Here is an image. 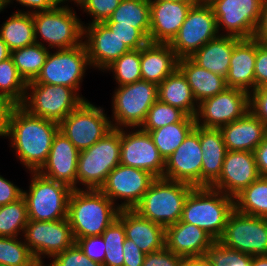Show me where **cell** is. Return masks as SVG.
<instances>
[{
  "label": "cell",
  "instance_id": "cell-1",
  "mask_svg": "<svg viewBox=\"0 0 267 266\" xmlns=\"http://www.w3.org/2000/svg\"><path fill=\"white\" fill-rule=\"evenodd\" d=\"M58 131L59 123L33 116L20 105L14 109L7 138L26 172H37L46 162Z\"/></svg>",
  "mask_w": 267,
  "mask_h": 266
},
{
  "label": "cell",
  "instance_id": "cell-2",
  "mask_svg": "<svg viewBox=\"0 0 267 266\" xmlns=\"http://www.w3.org/2000/svg\"><path fill=\"white\" fill-rule=\"evenodd\" d=\"M117 207L100 190L73 189L68 202L67 219L74 240L102 233L117 218Z\"/></svg>",
  "mask_w": 267,
  "mask_h": 266
},
{
  "label": "cell",
  "instance_id": "cell-3",
  "mask_svg": "<svg viewBox=\"0 0 267 266\" xmlns=\"http://www.w3.org/2000/svg\"><path fill=\"white\" fill-rule=\"evenodd\" d=\"M234 210L233 197L209 186L194 187L185 200L181 221L193 224L219 240Z\"/></svg>",
  "mask_w": 267,
  "mask_h": 266
},
{
  "label": "cell",
  "instance_id": "cell-4",
  "mask_svg": "<svg viewBox=\"0 0 267 266\" xmlns=\"http://www.w3.org/2000/svg\"><path fill=\"white\" fill-rule=\"evenodd\" d=\"M68 4L59 2L49 10L33 13L36 43L49 50L69 49L83 43L85 22Z\"/></svg>",
  "mask_w": 267,
  "mask_h": 266
},
{
  "label": "cell",
  "instance_id": "cell-5",
  "mask_svg": "<svg viewBox=\"0 0 267 266\" xmlns=\"http://www.w3.org/2000/svg\"><path fill=\"white\" fill-rule=\"evenodd\" d=\"M193 188L184 182L156 178L134 210L166 228L181 220L185 200Z\"/></svg>",
  "mask_w": 267,
  "mask_h": 266
},
{
  "label": "cell",
  "instance_id": "cell-6",
  "mask_svg": "<svg viewBox=\"0 0 267 266\" xmlns=\"http://www.w3.org/2000/svg\"><path fill=\"white\" fill-rule=\"evenodd\" d=\"M120 156L121 128H112L90 148L80 151L77 189L99 190L108 174L120 164Z\"/></svg>",
  "mask_w": 267,
  "mask_h": 266
},
{
  "label": "cell",
  "instance_id": "cell-7",
  "mask_svg": "<svg viewBox=\"0 0 267 266\" xmlns=\"http://www.w3.org/2000/svg\"><path fill=\"white\" fill-rule=\"evenodd\" d=\"M30 185L23 190L29 220L55 221L67 218L72 188L62 182L50 180L38 172H28Z\"/></svg>",
  "mask_w": 267,
  "mask_h": 266
},
{
  "label": "cell",
  "instance_id": "cell-8",
  "mask_svg": "<svg viewBox=\"0 0 267 266\" xmlns=\"http://www.w3.org/2000/svg\"><path fill=\"white\" fill-rule=\"evenodd\" d=\"M111 99L113 128L141 127L148 110L158 100V85L141 79L116 86Z\"/></svg>",
  "mask_w": 267,
  "mask_h": 266
},
{
  "label": "cell",
  "instance_id": "cell-9",
  "mask_svg": "<svg viewBox=\"0 0 267 266\" xmlns=\"http://www.w3.org/2000/svg\"><path fill=\"white\" fill-rule=\"evenodd\" d=\"M88 69L92 67L83 43L69 49L49 50L40 74L35 80L27 83L64 85L73 88L84 100H87L79 89Z\"/></svg>",
  "mask_w": 267,
  "mask_h": 266
},
{
  "label": "cell",
  "instance_id": "cell-10",
  "mask_svg": "<svg viewBox=\"0 0 267 266\" xmlns=\"http://www.w3.org/2000/svg\"><path fill=\"white\" fill-rule=\"evenodd\" d=\"M83 101L73 88L64 85L27 83L20 106L33 116L60 123Z\"/></svg>",
  "mask_w": 267,
  "mask_h": 266
},
{
  "label": "cell",
  "instance_id": "cell-11",
  "mask_svg": "<svg viewBox=\"0 0 267 266\" xmlns=\"http://www.w3.org/2000/svg\"><path fill=\"white\" fill-rule=\"evenodd\" d=\"M112 128L110 117L104 108L94 105L88 99L59 123V131L79 151L90 148Z\"/></svg>",
  "mask_w": 267,
  "mask_h": 266
},
{
  "label": "cell",
  "instance_id": "cell-12",
  "mask_svg": "<svg viewBox=\"0 0 267 266\" xmlns=\"http://www.w3.org/2000/svg\"><path fill=\"white\" fill-rule=\"evenodd\" d=\"M22 238L40 266L44 265L46 257L51 260L75 243L67 218L55 221L29 220Z\"/></svg>",
  "mask_w": 267,
  "mask_h": 266
},
{
  "label": "cell",
  "instance_id": "cell-13",
  "mask_svg": "<svg viewBox=\"0 0 267 266\" xmlns=\"http://www.w3.org/2000/svg\"><path fill=\"white\" fill-rule=\"evenodd\" d=\"M264 2L265 0H214L209 5L216 18L219 35L239 39L253 38Z\"/></svg>",
  "mask_w": 267,
  "mask_h": 266
},
{
  "label": "cell",
  "instance_id": "cell-14",
  "mask_svg": "<svg viewBox=\"0 0 267 266\" xmlns=\"http://www.w3.org/2000/svg\"><path fill=\"white\" fill-rule=\"evenodd\" d=\"M219 241L229 249L251 256H267V218L234 210Z\"/></svg>",
  "mask_w": 267,
  "mask_h": 266
},
{
  "label": "cell",
  "instance_id": "cell-15",
  "mask_svg": "<svg viewBox=\"0 0 267 266\" xmlns=\"http://www.w3.org/2000/svg\"><path fill=\"white\" fill-rule=\"evenodd\" d=\"M218 36L217 22L211 6L195 3L170 46L179 59L191 57L208 41Z\"/></svg>",
  "mask_w": 267,
  "mask_h": 266
},
{
  "label": "cell",
  "instance_id": "cell-16",
  "mask_svg": "<svg viewBox=\"0 0 267 266\" xmlns=\"http://www.w3.org/2000/svg\"><path fill=\"white\" fill-rule=\"evenodd\" d=\"M155 179L146 170L119 164L99 190L120 209H134Z\"/></svg>",
  "mask_w": 267,
  "mask_h": 266
},
{
  "label": "cell",
  "instance_id": "cell-17",
  "mask_svg": "<svg viewBox=\"0 0 267 266\" xmlns=\"http://www.w3.org/2000/svg\"><path fill=\"white\" fill-rule=\"evenodd\" d=\"M249 111V93L227 87L215 96L198 104L196 125L205 128H220L243 117Z\"/></svg>",
  "mask_w": 267,
  "mask_h": 266
},
{
  "label": "cell",
  "instance_id": "cell-18",
  "mask_svg": "<svg viewBox=\"0 0 267 266\" xmlns=\"http://www.w3.org/2000/svg\"><path fill=\"white\" fill-rule=\"evenodd\" d=\"M120 164L146 170L156 178H163L165 169L150 134L140 127L121 128Z\"/></svg>",
  "mask_w": 267,
  "mask_h": 266
},
{
  "label": "cell",
  "instance_id": "cell-19",
  "mask_svg": "<svg viewBox=\"0 0 267 266\" xmlns=\"http://www.w3.org/2000/svg\"><path fill=\"white\" fill-rule=\"evenodd\" d=\"M202 157L199 126L196 125L165 161L163 178L201 187Z\"/></svg>",
  "mask_w": 267,
  "mask_h": 266
},
{
  "label": "cell",
  "instance_id": "cell-20",
  "mask_svg": "<svg viewBox=\"0 0 267 266\" xmlns=\"http://www.w3.org/2000/svg\"><path fill=\"white\" fill-rule=\"evenodd\" d=\"M259 177L253 152L227 150L220 176L210 187L234 198Z\"/></svg>",
  "mask_w": 267,
  "mask_h": 266
},
{
  "label": "cell",
  "instance_id": "cell-21",
  "mask_svg": "<svg viewBox=\"0 0 267 266\" xmlns=\"http://www.w3.org/2000/svg\"><path fill=\"white\" fill-rule=\"evenodd\" d=\"M83 40L93 70L103 72L115 60L130 51L104 23L83 26Z\"/></svg>",
  "mask_w": 267,
  "mask_h": 266
},
{
  "label": "cell",
  "instance_id": "cell-22",
  "mask_svg": "<svg viewBox=\"0 0 267 266\" xmlns=\"http://www.w3.org/2000/svg\"><path fill=\"white\" fill-rule=\"evenodd\" d=\"M194 4L191 1L150 0L149 42L170 44Z\"/></svg>",
  "mask_w": 267,
  "mask_h": 266
},
{
  "label": "cell",
  "instance_id": "cell-23",
  "mask_svg": "<svg viewBox=\"0 0 267 266\" xmlns=\"http://www.w3.org/2000/svg\"><path fill=\"white\" fill-rule=\"evenodd\" d=\"M80 151L60 131L55 135L40 175L77 189V166Z\"/></svg>",
  "mask_w": 267,
  "mask_h": 266
},
{
  "label": "cell",
  "instance_id": "cell-24",
  "mask_svg": "<svg viewBox=\"0 0 267 266\" xmlns=\"http://www.w3.org/2000/svg\"><path fill=\"white\" fill-rule=\"evenodd\" d=\"M214 241L201 228L181 220L165 228V246L183 259L203 257Z\"/></svg>",
  "mask_w": 267,
  "mask_h": 266
},
{
  "label": "cell",
  "instance_id": "cell-25",
  "mask_svg": "<svg viewBox=\"0 0 267 266\" xmlns=\"http://www.w3.org/2000/svg\"><path fill=\"white\" fill-rule=\"evenodd\" d=\"M117 219L124 225L126 238L143 253L149 254L165 247V227L162 225L142 217L134 209H120Z\"/></svg>",
  "mask_w": 267,
  "mask_h": 266
},
{
  "label": "cell",
  "instance_id": "cell-26",
  "mask_svg": "<svg viewBox=\"0 0 267 266\" xmlns=\"http://www.w3.org/2000/svg\"><path fill=\"white\" fill-rule=\"evenodd\" d=\"M219 129L229 151L253 152L267 135L266 125L250 110L243 117Z\"/></svg>",
  "mask_w": 267,
  "mask_h": 266
},
{
  "label": "cell",
  "instance_id": "cell-27",
  "mask_svg": "<svg viewBox=\"0 0 267 266\" xmlns=\"http://www.w3.org/2000/svg\"><path fill=\"white\" fill-rule=\"evenodd\" d=\"M256 39H240L230 58V68L226 77L229 88L248 92L255 89Z\"/></svg>",
  "mask_w": 267,
  "mask_h": 266
},
{
  "label": "cell",
  "instance_id": "cell-28",
  "mask_svg": "<svg viewBox=\"0 0 267 266\" xmlns=\"http://www.w3.org/2000/svg\"><path fill=\"white\" fill-rule=\"evenodd\" d=\"M178 60L170 44L149 42L140 49L142 80L159 85L178 68Z\"/></svg>",
  "mask_w": 267,
  "mask_h": 266
},
{
  "label": "cell",
  "instance_id": "cell-29",
  "mask_svg": "<svg viewBox=\"0 0 267 266\" xmlns=\"http://www.w3.org/2000/svg\"><path fill=\"white\" fill-rule=\"evenodd\" d=\"M199 142L203 154L201 187H210L220 176L227 149L219 128L199 126Z\"/></svg>",
  "mask_w": 267,
  "mask_h": 266
},
{
  "label": "cell",
  "instance_id": "cell-30",
  "mask_svg": "<svg viewBox=\"0 0 267 266\" xmlns=\"http://www.w3.org/2000/svg\"><path fill=\"white\" fill-rule=\"evenodd\" d=\"M178 69L185 76L198 104L227 88L226 78L200 67L190 57L180 58Z\"/></svg>",
  "mask_w": 267,
  "mask_h": 266
},
{
  "label": "cell",
  "instance_id": "cell-31",
  "mask_svg": "<svg viewBox=\"0 0 267 266\" xmlns=\"http://www.w3.org/2000/svg\"><path fill=\"white\" fill-rule=\"evenodd\" d=\"M239 38L219 35L208 41L190 58L200 67L226 78L230 68V58Z\"/></svg>",
  "mask_w": 267,
  "mask_h": 266
},
{
  "label": "cell",
  "instance_id": "cell-32",
  "mask_svg": "<svg viewBox=\"0 0 267 266\" xmlns=\"http://www.w3.org/2000/svg\"><path fill=\"white\" fill-rule=\"evenodd\" d=\"M158 100L195 117L198 103L183 73L177 68L158 85Z\"/></svg>",
  "mask_w": 267,
  "mask_h": 266
},
{
  "label": "cell",
  "instance_id": "cell-33",
  "mask_svg": "<svg viewBox=\"0 0 267 266\" xmlns=\"http://www.w3.org/2000/svg\"><path fill=\"white\" fill-rule=\"evenodd\" d=\"M0 37L10 51L34 44L33 13L14 11L0 26Z\"/></svg>",
  "mask_w": 267,
  "mask_h": 266
},
{
  "label": "cell",
  "instance_id": "cell-34",
  "mask_svg": "<svg viewBox=\"0 0 267 266\" xmlns=\"http://www.w3.org/2000/svg\"><path fill=\"white\" fill-rule=\"evenodd\" d=\"M195 117L186 116L181 122L169 124L152 131L150 134L160 156L166 161L195 128Z\"/></svg>",
  "mask_w": 267,
  "mask_h": 266
},
{
  "label": "cell",
  "instance_id": "cell-35",
  "mask_svg": "<svg viewBox=\"0 0 267 266\" xmlns=\"http://www.w3.org/2000/svg\"><path fill=\"white\" fill-rule=\"evenodd\" d=\"M239 213L267 218V177H259L234 197Z\"/></svg>",
  "mask_w": 267,
  "mask_h": 266
},
{
  "label": "cell",
  "instance_id": "cell-36",
  "mask_svg": "<svg viewBox=\"0 0 267 266\" xmlns=\"http://www.w3.org/2000/svg\"><path fill=\"white\" fill-rule=\"evenodd\" d=\"M105 22H119L139 29L147 38L150 32V0H122Z\"/></svg>",
  "mask_w": 267,
  "mask_h": 266
},
{
  "label": "cell",
  "instance_id": "cell-37",
  "mask_svg": "<svg viewBox=\"0 0 267 266\" xmlns=\"http://www.w3.org/2000/svg\"><path fill=\"white\" fill-rule=\"evenodd\" d=\"M49 49L34 43L23 48L11 51V58L19 75L24 81L30 82L37 78L45 63Z\"/></svg>",
  "mask_w": 267,
  "mask_h": 266
},
{
  "label": "cell",
  "instance_id": "cell-38",
  "mask_svg": "<svg viewBox=\"0 0 267 266\" xmlns=\"http://www.w3.org/2000/svg\"><path fill=\"white\" fill-rule=\"evenodd\" d=\"M29 221L27 204L22 196L0 206V237H20Z\"/></svg>",
  "mask_w": 267,
  "mask_h": 266
},
{
  "label": "cell",
  "instance_id": "cell-39",
  "mask_svg": "<svg viewBox=\"0 0 267 266\" xmlns=\"http://www.w3.org/2000/svg\"><path fill=\"white\" fill-rule=\"evenodd\" d=\"M26 85L11 57L0 62V96L21 105L24 101Z\"/></svg>",
  "mask_w": 267,
  "mask_h": 266
},
{
  "label": "cell",
  "instance_id": "cell-40",
  "mask_svg": "<svg viewBox=\"0 0 267 266\" xmlns=\"http://www.w3.org/2000/svg\"><path fill=\"white\" fill-rule=\"evenodd\" d=\"M104 72H112L116 86L141 80L140 49L130 50L109 65Z\"/></svg>",
  "mask_w": 267,
  "mask_h": 266
},
{
  "label": "cell",
  "instance_id": "cell-41",
  "mask_svg": "<svg viewBox=\"0 0 267 266\" xmlns=\"http://www.w3.org/2000/svg\"><path fill=\"white\" fill-rule=\"evenodd\" d=\"M0 264L40 266L21 237H0Z\"/></svg>",
  "mask_w": 267,
  "mask_h": 266
},
{
  "label": "cell",
  "instance_id": "cell-42",
  "mask_svg": "<svg viewBox=\"0 0 267 266\" xmlns=\"http://www.w3.org/2000/svg\"><path fill=\"white\" fill-rule=\"evenodd\" d=\"M105 242L103 266H123V242L126 238L124 225L116 219L102 233Z\"/></svg>",
  "mask_w": 267,
  "mask_h": 266
},
{
  "label": "cell",
  "instance_id": "cell-43",
  "mask_svg": "<svg viewBox=\"0 0 267 266\" xmlns=\"http://www.w3.org/2000/svg\"><path fill=\"white\" fill-rule=\"evenodd\" d=\"M203 258L211 266H251L252 262L251 255L229 249L219 240L205 250Z\"/></svg>",
  "mask_w": 267,
  "mask_h": 266
},
{
  "label": "cell",
  "instance_id": "cell-44",
  "mask_svg": "<svg viewBox=\"0 0 267 266\" xmlns=\"http://www.w3.org/2000/svg\"><path fill=\"white\" fill-rule=\"evenodd\" d=\"M187 114L181 109L156 100L148 110L147 117L141 125L143 131H152L157 128L181 122Z\"/></svg>",
  "mask_w": 267,
  "mask_h": 266
},
{
  "label": "cell",
  "instance_id": "cell-45",
  "mask_svg": "<svg viewBox=\"0 0 267 266\" xmlns=\"http://www.w3.org/2000/svg\"><path fill=\"white\" fill-rule=\"evenodd\" d=\"M121 1L122 0H77L74 4L78 9L81 8L83 13H87V16L89 15L91 20L83 24V26H85L93 23H103L108 20Z\"/></svg>",
  "mask_w": 267,
  "mask_h": 266
},
{
  "label": "cell",
  "instance_id": "cell-46",
  "mask_svg": "<svg viewBox=\"0 0 267 266\" xmlns=\"http://www.w3.org/2000/svg\"><path fill=\"white\" fill-rule=\"evenodd\" d=\"M130 50L141 49L149 43V39L137 28L119 22H103Z\"/></svg>",
  "mask_w": 267,
  "mask_h": 266
},
{
  "label": "cell",
  "instance_id": "cell-47",
  "mask_svg": "<svg viewBox=\"0 0 267 266\" xmlns=\"http://www.w3.org/2000/svg\"><path fill=\"white\" fill-rule=\"evenodd\" d=\"M46 266H103V264L92 261L86 256L79 246L74 243L60 254L54 256Z\"/></svg>",
  "mask_w": 267,
  "mask_h": 266
},
{
  "label": "cell",
  "instance_id": "cell-48",
  "mask_svg": "<svg viewBox=\"0 0 267 266\" xmlns=\"http://www.w3.org/2000/svg\"><path fill=\"white\" fill-rule=\"evenodd\" d=\"M75 243L90 260L103 264L105 258V242L102 235L78 238Z\"/></svg>",
  "mask_w": 267,
  "mask_h": 266
},
{
  "label": "cell",
  "instance_id": "cell-49",
  "mask_svg": "<svg viewBox=\"0 0 267 266\" xmlns=\"http://www.w3.org/2000/svg\"><path fill=\"white\" fill-rule=\"evenodd\" d=\"M183 260L165 246L146 254L142 266H182Z\"/></svg>",
  "mask_w": 267,
  "mask_h": 266
},
{
  "label": "cell",
  "instance_id": "cell-50",
  "mask_svg": "<svg viewBox=\"0 0 267 266\" xmlns=\"http://www.w3.org/2000/svg\"><path fill=\"white\" fill-rule=\"evenodd\" d=\"M249 110L267 127V85L258 87L249 94Z\"/></svg>",
  "mask_w": 267,
  "mask_h": 266
},
{
  "label": "cell",
  "instance_id": "cell-51",
  "mask_svg": "<svg viewBox=\"0 0 267 266\" xmlns=\"http://www.w3.org/2000/svg\"><path fill=\"white\" fill-rule=\"evenodd\" d=\"M255 89L267 85V46L256 40Z\"/></svg>",
  "mask_w": 267,
  "mask_h": 266
},
{
  "label": "cell",
  "instance_id": "cell-52",
  "mask_svg": "<svg viewBox=\"0 0 267 266\" xmlns=\"http://www.w3.org/2000/svg\"><path fill=\"white\" fill-rule=\"evenodd\" d=\"M23 196V188L0 175V206L17 201Z\"/></svg>",
  "mask_w": 267,
  "mask_h": 266
},
{
  "label": "cell",
  "instance_id": "cell-53",
  "mask_svg": "<svg viewBox=\"0 0 267 266\" xmlns=\"http://www.w3.org/2000/svg\"><path fill=\"white\" fill-rule=\"evenodd\" d=\"M145 255L133 241L125 238L123 242V266H142Z\"/></svg>",
  "mask_w": 267,
  "mask_h": 266
},
{
  "label": "cell",
  "instance_id": "cell-54",
  "mask_svg": "<svg viewBox=\"0 0 267 266\" xmlns=\"http://www.w3.org/2000/svg\"><path fill=\"white\" fill-rule=\"evenodd\" d=\"M4 1H5V8L13 4L14 3L13 1H15L19 5H22V7H26V9L23 8V10L18 9L16 11L27 12V13L49 10L59 3L58 0H4Z\"/></svg>",
  "mask_w": 267,
  "mask_h": 266
},
{
  "label": "cell",
  "instance_id": "cell-55",
  "mask_svg": "<svg viewBox=\"0 0 267 266\" xmlns=\"http://www.w3.org/2000/svg\"><path fill=\"white\" fill-rule=\"evenodd\" d=\"M17 106L12 100L0 96V137H8L10 118Z\"/></svg>",
  "mask_w": 267,
  "mask_h": 266
},
{
  "label": "cell",
  "instance_id": "cell-56",
  "mask_svg": "<svg viewBox=\"0 0 267 266\" xmlns=\"http://www.w3.org/2000/svg\"><path fill=\"white\" fill-rule=\"evenodd\" d=\"M253 153L260 176L267 177V135Z\"/></svg>",
  "mask_w": 267,
  "mask_h": 266
},
{
  "label": "cell",
  "instance_id": "cell-57",
  "mask_svg": "<svg viewBox=\"0 0 267 266\" xmlns=\"http://www.w3.org/2000/svg\"><path fill=\"white\" fill-rule=\"evenodd\" d=\"M253 38L262 44L267 42V0L263 3L260 20Z\"/></svg>",
  "mask_w": 267,
  "mask_h": 266
},
{
  "label": "cell",
  "instance_id": "cell-58",
  "mask_svg": "<svg viewBox=\"0 0 267 266\" xmlns=\"http://www.w3.org/2000/svg\"><path fill=\"white\" fill-rule=\"evenodd\" d=\"M182 266H211L203 257L184 259Z\"/></svg>",
  "mask_w": 267,
  "mask_h": 266
},
{
  "label": "cell",
  "instance_id": "cell-59",
  "mask_svg": "<svg viewBox=\"0 0 267 266\" xmlns=\"http://www.w3.org/2000/svg\"><path fill=\"white\" fill-rule=\"evenodd\" d=\"M11 56V51L9 50L7 44L0 37V62L8 59Z\"/></svg>",
  "mask_w": 267,
  "mask_h": 266
},
{
  "label": "cell",
  "instance_id": "cell-60",
  "mask_svg": "<svg viewBox=\"0 0 267 266\" xmlns=\"http://www.w3.org/2000/svg\"><path fill=\"white\" fill-rule=\"evenodd\" d=\"M251 266H267V256H252Z\"/></svg>",
  "mask_w": 267,
  "mask_h": 266
},
{
  "label": "cell",
  "instance_id": "cell-61",
  "mask_svg": "<svg viewBox=\"0 0 267 266\" xmlns=\"http://www.w3.org/2000/svg\"><path fill=\"white\" fill-rule=\"evenodd\" d=\"M214 0H198V3L199 4H211Z\"/></svg>",
  "mask_w": 267,
  "mask_h": 266
},
{
  "label": "cell",
  "instance_id": "cell-62",
  "mask_svg": "<svg viewBox=\"0 0 267 266\" xmlns=\"http://www.w3.org/2000/svg\"><path fill=\"white\" fill-rule=\"evenodd\" d=\"M4 9H5V1L4 0H0V13L2 11H4Z\"/></svg>",
  "mask_w": 267,
  "mask_h": 266
},
{
  "label": "cell",
  "instance_id": "cell-63",
  "mask_svg": "<svg viewBox=\"0 0 267 266\" xmlns=\"http://www.w3.org/2000/svg\"><path fill=\"white\" fill-rule=\"evenodd\" d=\"M164 1H172V2H176V1H191L193 3H198V0H164Z\"/></svg>",
  "mask_w": 267,
  "mask_h": 266
},
{
  "label": "cell",
  "instance_id": "cell-64",
  "mask_svg": "<svg viewBox=\"0 0 267 266\" xmlns=\"http://www.w3.org/2000/svg\"><path fill=\"white\" fill-rule=\"evenodd\" d=\"M58 1H59V2H66V3H67V2H68V3L71 2V4H72V3H76L77 0H58Z\"/></svg>",
  "mask_w": 267,
  "mask_h": 266
}]
</instances>
